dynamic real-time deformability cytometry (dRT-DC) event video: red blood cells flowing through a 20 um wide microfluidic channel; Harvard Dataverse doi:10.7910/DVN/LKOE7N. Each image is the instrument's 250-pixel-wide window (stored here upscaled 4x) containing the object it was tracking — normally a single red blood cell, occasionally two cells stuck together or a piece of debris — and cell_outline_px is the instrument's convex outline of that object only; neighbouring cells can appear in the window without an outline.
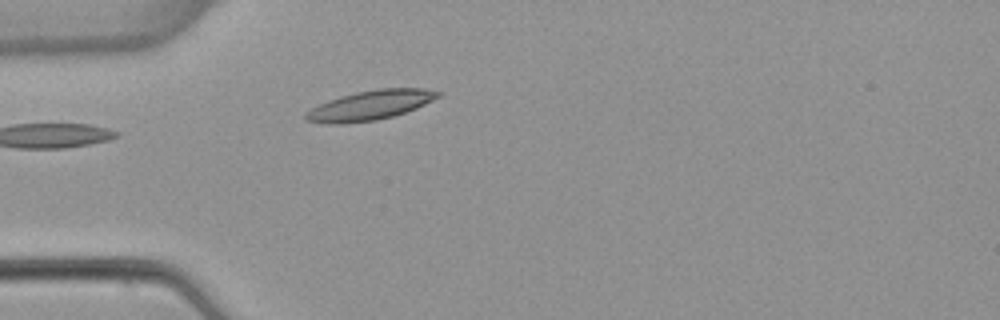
{"species": "common noctule bat (a hibernating species)", "species_latin": "Nyctalus noctula", "temperature_condition": "warm", "stored_images_in_passage": 3, "camera_frame_rate_fps": 3000, "um_per_image_px": 0.085, "animal": {"sex": "female", "body_mass_g": 22.7, "forearm_length_mm": 54.2}, "frame": {"image": 1, "passage_image": 3, "time_ms": 2.333, "image_size_px": [1000, 320], "cell_outline_px": [[440, 96], [416, 108], [392, 116], [376, 120], [344, 124], [328, 124], [304, 120], [304, 112], [328, 100], [356, 92], [380, 88], [424, 88], [440, 92]], "centroid_in_image_um": [31.42, 8.95], "position_along_channel_um": 53.6, "area_um2": 22.66}}